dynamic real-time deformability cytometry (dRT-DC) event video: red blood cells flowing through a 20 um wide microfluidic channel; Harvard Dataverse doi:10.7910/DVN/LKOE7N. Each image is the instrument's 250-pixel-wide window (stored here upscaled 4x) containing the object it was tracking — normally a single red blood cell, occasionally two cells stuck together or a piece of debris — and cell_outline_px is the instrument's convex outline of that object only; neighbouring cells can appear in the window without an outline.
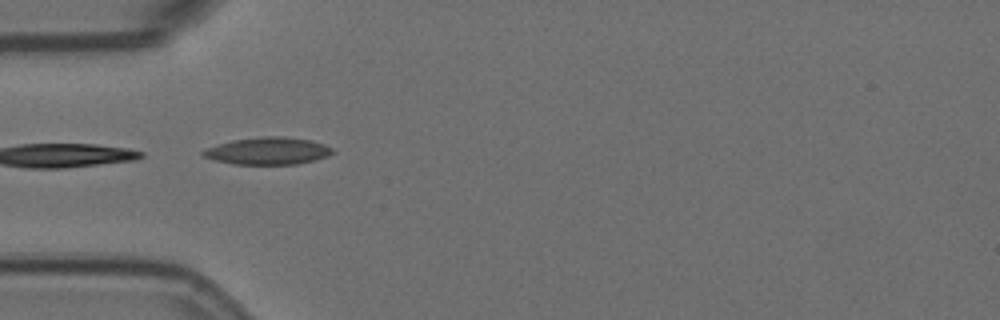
{"species": "Egyptian fruit bat (a non-hibernating species)", "species_latin": "Rousettus aegyptiacus", "temperature_condition": "room temperature", "stored_images_in_passage": 3, "camera_frame_rate_fps": 3000, "um_per_image_px": 0.085, "animal": {"sex": "female"}, "frame": {"image": 1, "passage_image": 2, "time_ms": 0.333, "image_size_px": [1000, 320], "cell_outline_px": [[336, 152], [328, 156], [316, 160], [296, 164], [236, 164], [216, 160], [200, 156], [200, 152], [208, 148], [232, 140], [260, 136], [280, 136], [312, 140], [324, 144], [332, 148]], "centroid_in_image_um": [22.81, 12.82], "position_along_channel_um": 62.2, "area_um2": 20.58}}